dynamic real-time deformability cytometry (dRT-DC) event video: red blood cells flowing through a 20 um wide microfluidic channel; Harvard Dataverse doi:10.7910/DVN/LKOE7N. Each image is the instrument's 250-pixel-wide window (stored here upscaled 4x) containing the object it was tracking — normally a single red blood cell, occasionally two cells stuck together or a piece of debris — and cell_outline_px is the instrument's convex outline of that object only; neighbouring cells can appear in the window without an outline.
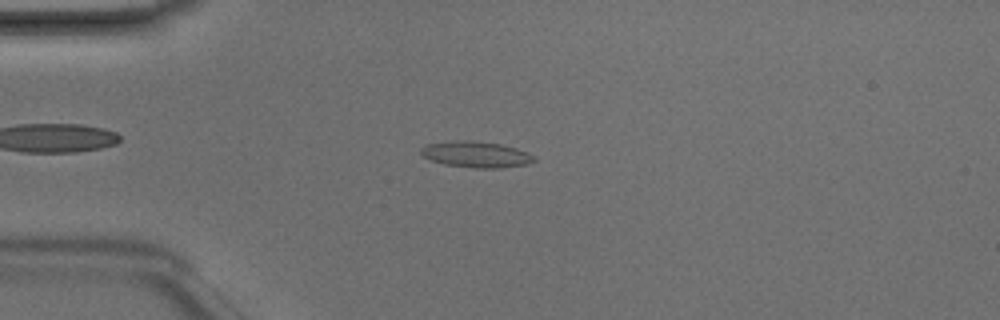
{"species": "Egyptian fruit bat (a non-hibernating species)", "species_latin": "Rousettus aegyptiacus", "temperature_condition": "room temperature", "stored_images_in_passage": 48, "camera_frame_rate_fps": 3000, "um_per_image_px": 0.085, "animal": {"sex": "male"}, "frame": {"image": 1, "passage_image": 12, "time_ms": 3.667, "image_size_px": [1000, 320], "cell_outline_px": [[536, 160], [528, 164], [500, 168], [476, 168], [444, 164], [432, 160], [424, 156], [420, 152], [420, 148], [424, 144], [452, 140], [472, 140], [500, 144], [516, 148], [536, 156]], "centroid_in_image_um": [40.46, 13.11], "position_along_channel_um": 44.5, "area_um2": 17.34}}
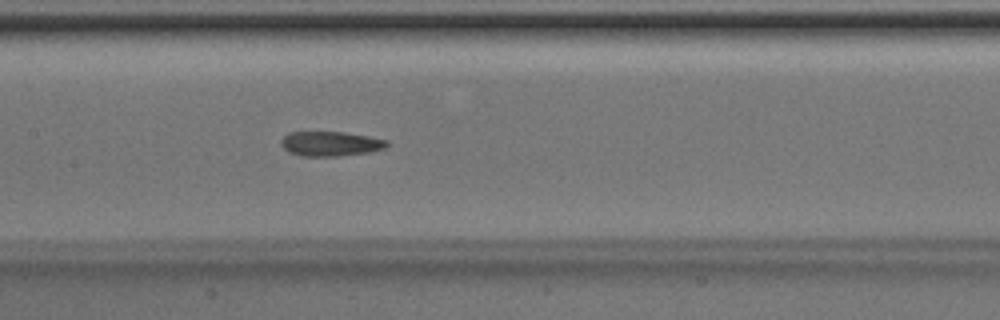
{"frame": {"image": 2, "passage_image": 23, "time_ms": 7.333, "image_size_px": [1000, 320], "cell_outline_px": [[388, 144], [384, 148], [368, 152], [336, 156], [300, 156], [288, 152], [280, 144], [280, 140], [288, 132], [344, 132], [368, 136], [388, 140]], "centroid_in_image_um": [28.05, 12.21], "position_along_channel_um": 179.4, "area_um2": 15.2}}
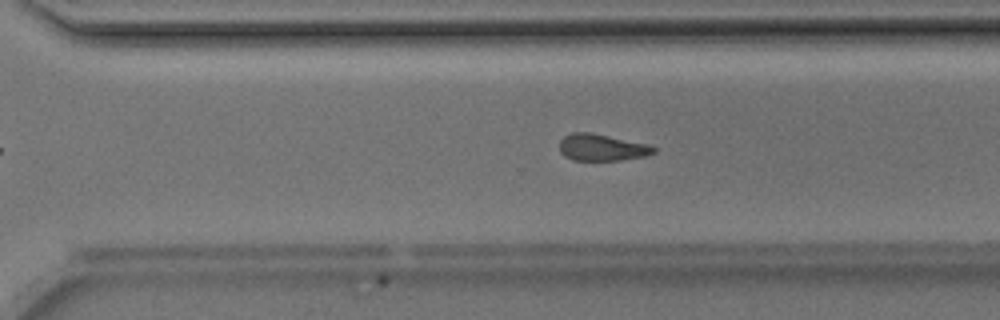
{"frame": {"image": 3, "passage_image": 33, "time_ms": 10.667, "image_size_px": [1000, 320], "cell_outline_px": [[656, 152], [644, 156], [620, 160], [572, 160], [564, 156], [560, 152], [560, 140], [564, 136], [572, 132], [588, 132], [648, 144], [656, 148]], "centroid_in_image_um": [51.13, 12.54], "position_along_channel_um": 319.5, "area_um2": 14.57}, "authors_computed_cell_mechanics": {"area_um2": 15.2303, "velocity_mm_per_s": 4.2266, "shape_relaxation_time_tau1_ms": 6.2014, "shape_relaxation_time_tau2_ms": 3.1453, "deformation_change_tau1": 0.2072, "deformation_change_tau2": 0.1135}}